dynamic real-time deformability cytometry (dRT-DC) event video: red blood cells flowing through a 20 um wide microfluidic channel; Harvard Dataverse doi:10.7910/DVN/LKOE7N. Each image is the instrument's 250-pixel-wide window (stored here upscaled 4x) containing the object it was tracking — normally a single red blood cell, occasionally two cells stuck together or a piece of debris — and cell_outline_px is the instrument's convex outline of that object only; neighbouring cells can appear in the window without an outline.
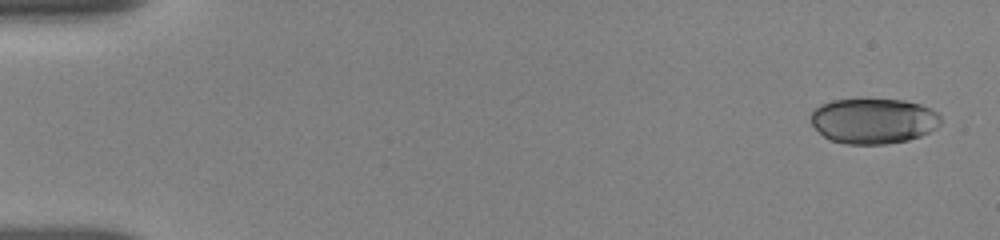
{"species": "human", "species_latin": "Homo sapiens", "temperature_condition": "room temperature", "stored_images_in_passage": 38, "camera_frame_rate_fps": 3000, "um_per_image_px": 0.085, "donor": {"sex": "female"}, "frame": {"image": 1, "passage_image": 1, "time_ms": 0.0, "image_size_px": [1000, 240], "cell_outline_px": [[940, 124], [936, 128], [920, 136], [908, 140], [884, 144], [844, 144], [832, 140], [824, 136], [812, 124], [812, 112], [820, 104], [832, 100], [904, 100], [920, 104], [936, 112], [940, 116]], "centroid_in_image_um": [74.25, 10.28], "position_along_channel_um": 10.8, "area_um2": 33.99}}
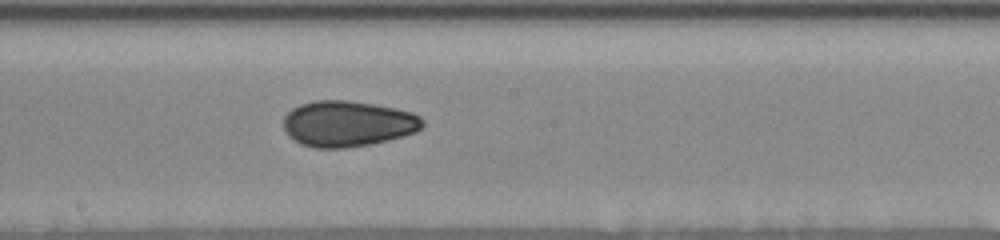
{"frame": {"image": 2, "passage_image": 20, "time_ms": 9.0, "image_size_px": [1000, 240], "cell_outline_px": [[424, 124], [416, 132], [388, 140], [368, 144], [344, 148], [312, 148], [300, 144], [288, 136], [284, 128], [284, 116], [292, 108], [300, 104], [316, 100], [348, 100], [396, 108], [412, 112], [420, 116], [424, 120]], "centroid_in_image_um": [29.54, 10.51], "position_along_channel_um": 218.7, "area_um2": 37.28}}
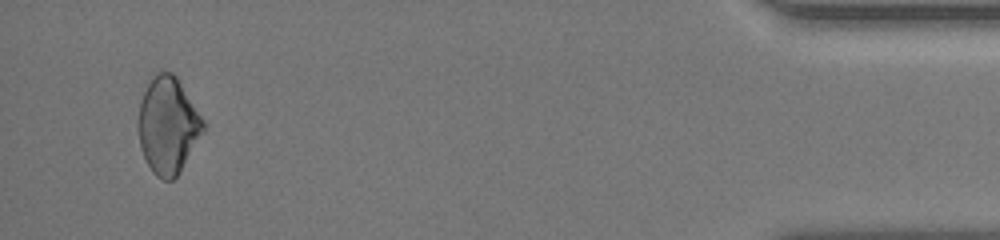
{"frame": {"image": 3, "passage_image": 36, "time_ms": 16.0, "image_size_px": [1000, 240], "cell_outline_px": [[204, 132], [180, 172], [172, 180], [164, 180], [156, 176], [152, 172], [140, 148], [136, 128], [140, 104], [144, 92], [148, 84], [156, 72], [172, 72], [176, 76], [204, 120]], "centroid_in_image_um": [14.26, 10.68], "position_along_channel_um": 420.9, "area_um2": 36.59}, "authors_computed_cell_mechanics": {"area_um2": 36.2406, "velocity_mm_per_s": 3.8643, "shape_relaxation_time_tau1_ms": 9.1393, "shape_relaxation_time_tau2_ms": 3.8837, "deformation_change_tau1": 0.1264, "deformation_change_tau2": 0.0801}}